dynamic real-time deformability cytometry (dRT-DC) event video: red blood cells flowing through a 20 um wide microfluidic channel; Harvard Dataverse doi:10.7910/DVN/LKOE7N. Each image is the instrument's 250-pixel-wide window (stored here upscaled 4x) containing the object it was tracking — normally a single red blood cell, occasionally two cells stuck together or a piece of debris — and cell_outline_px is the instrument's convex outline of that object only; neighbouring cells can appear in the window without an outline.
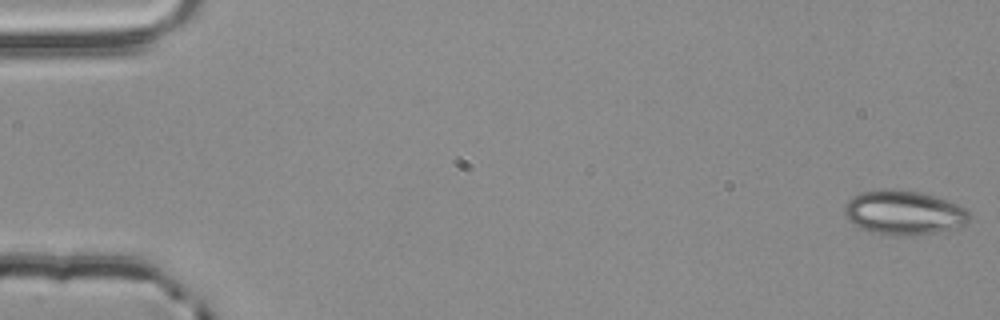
{"species": "common noctule bat (a hibernating species)", "species_latin": "Nyctalus noctula", "temperature_condition": "room temperature", "stored_images_in_passage": 55, "camera_frame_rate_fps": 3000, "um_per_image_px": 0.085, "animal": {"sex": "male", "body_mass_g": 20.4}, "frame": {"image": 1, "passage_image": 1, "time_ms": 0.0, "image_size_px": [1000, 320], "cell_outline_px": [[972, 216], [964, 224], [956, 228], [936, 232], [908, 236], [904, 236], [872, 232], [848, 220], [844, 212], [844, 204], [852, 196], [860, 192], [884, 188], [924, 192], [948, 200], [964, 208]], "centroid_in_image_um": [76.82, 18.05], "position_along_channel_um": 8.2, "area_um2": 32.25}}
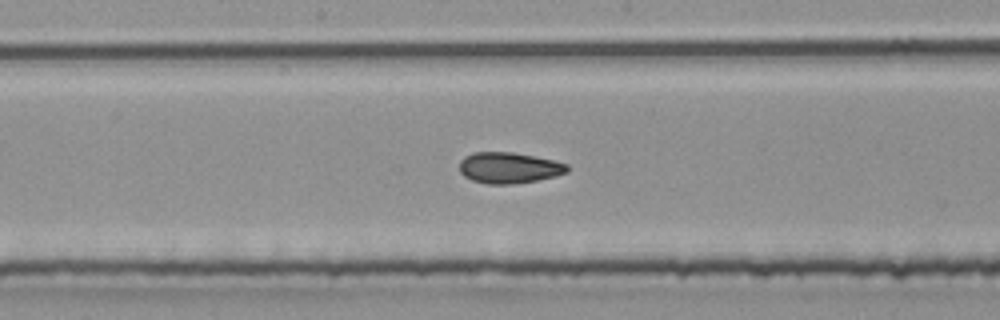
{"frame": {"image": 2, "passage_image": 29, "time_ms": 9.333, "image_size_px": [1000, 320], "cell_outline_px": [[568, 172], [556, 176], [536, 180], [512, 184], [488, 184], [472, 180], [464, 176], [460, 172], [460, 160], [464, 156], [472, 152], [512, 152], [536, 156], [568, 164]], "centroid_in_image_um": [43.25, 14.25], "position_along_channel_um": 205.0, "area_um2": 19.54}}
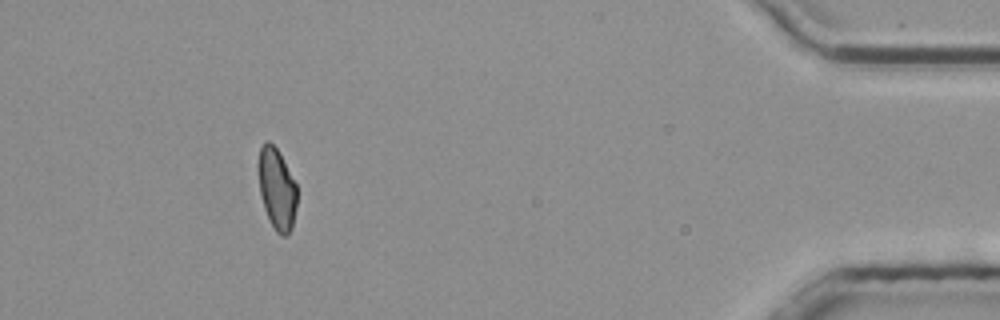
{"frame": {"image": 3, "passage_image": 50, "time_ms": 16.333, "image_size_px": [1000, 320], "cell_outline_px": [[296, 208], [292, 228], [284, 236], [280, 236], [276, 232], [264, 208], [260, 196], [256, 164], [260, 148], [264, 140], [268, 140], [276, 148], [296, 184]], "centroid_in_image_um": [23.49, 16.03], "position_along_channel_um": 411.7, "area_um2": 18.38}, "authors_computed_cell_mechanics": {"area_um2": 19.363, "velocity_mm_per_s": 3.8627, "shape_relaxation_time_tau1_ms": null, "shape_relaxation_time_tau2_ms": 2.7774, "deformation_change_tau1": null, "deformation_change_tau2": 0.0913}}